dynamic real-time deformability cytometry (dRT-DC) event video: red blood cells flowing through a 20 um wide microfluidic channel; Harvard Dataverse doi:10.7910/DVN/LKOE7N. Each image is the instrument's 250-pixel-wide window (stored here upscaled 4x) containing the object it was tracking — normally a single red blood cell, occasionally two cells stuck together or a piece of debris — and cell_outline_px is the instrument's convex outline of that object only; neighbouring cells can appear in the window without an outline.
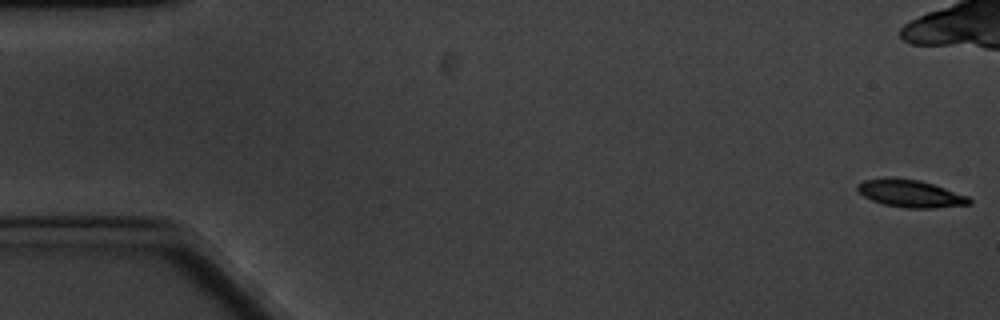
{"species": "common noctule bat (a hibernating species)", "species_latin": "Nyctalus noctula", "temperature_condition": "cold", "stored_images_in_passage": 6, "camera_frame_rate_fps": 3000, "um_per_image_px": 0.085, "animal": {"sex": "male", "body_mass_g": 20.1, "forearm_length_mm": 53.5}, "frame": {"image": 1, "passage_image": 1, "time_ms": 0.0, "image_size_px": [1000, 320], "cell_outline_px": [[972, 204], [932, 208], [904, 208], [884, 204], [872, 200], [864, 196], [856, 188], [856, 184], [864, 180], [884, 176], [892, 176], [920, 180], [968, 196], [972, 200]], "centroid_in_image_um": [77.35, 16.43], "position_along_channel_um": 7.7, "area_um2": 18.09}}